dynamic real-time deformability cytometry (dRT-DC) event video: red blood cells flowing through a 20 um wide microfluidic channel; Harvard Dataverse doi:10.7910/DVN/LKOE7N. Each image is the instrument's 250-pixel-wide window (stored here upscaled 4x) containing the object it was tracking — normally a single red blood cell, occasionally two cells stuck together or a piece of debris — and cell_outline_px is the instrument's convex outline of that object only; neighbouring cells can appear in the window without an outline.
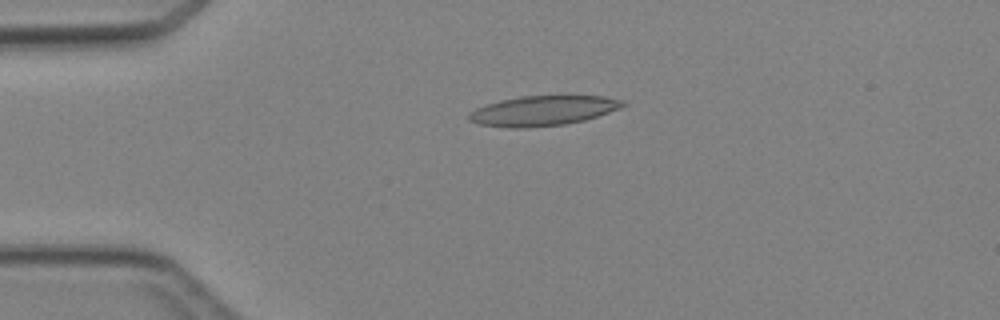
{"species": "Egyptian fruit bat (a non-hibernating species)", "species_latin": "Rousettus aegyptiacus", "temperature_condition": "cold", "stored_images_in_passage": 2, "camera_frame_rate_fps": 3000, "um_per_image_px": 0.085, "animal": {"sex": "female"}, "frame": {"image": 1, "passage_image": 1, "time_ms": 0.0, "image_size_px": [1000, 320], "cell_outline_px": [[628, 104], [620, 108], [584, 120], [564, 124], [524, 128], [508, 128], [476, 124], [468, 120], [468, 112], [476, 108], [500, 100], [520, 96], [604, 96], [624, 100]], "centroid_in_image_um": [46.12, 9.41], "position_along_channel_um": 38.9, "area_um2": 26.88}}